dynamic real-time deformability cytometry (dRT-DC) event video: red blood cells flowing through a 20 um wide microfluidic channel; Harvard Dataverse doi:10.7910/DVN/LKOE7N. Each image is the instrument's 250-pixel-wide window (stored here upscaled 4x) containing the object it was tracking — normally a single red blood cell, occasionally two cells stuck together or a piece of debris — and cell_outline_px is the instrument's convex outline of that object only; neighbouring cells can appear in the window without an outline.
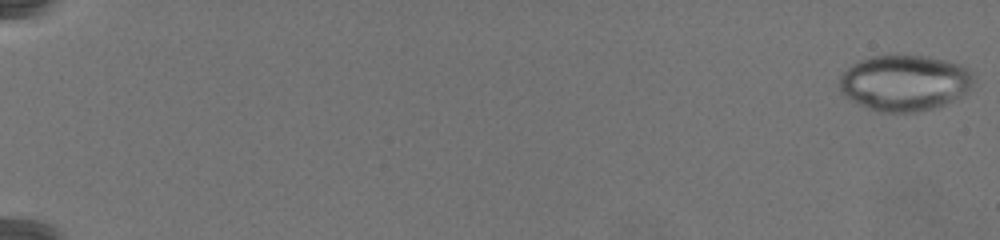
{"species": "common noctule bat (a hibernating species)", "species_latin": "Nyctalus noctula", "temperature_condition": "warm", "stored_images_in_passage": 78, "camera_frame_rate_fps": 3000, "um_per_image_px": 0.085, "animal": {"sex": "female", "body_mass_g": 19.5, "forearm_length_mm": 54.1}, "frame": {"image": 1, "passage_image": 1, "time_ms": 0.0, "image_size_px": [1000, 240], "cell_outline_px": [[976, 80], [960, 96], [944, 104], [932, 108], [916, 112], [880, 112], [868, 108], [844, 96], [840, 92], [840, 76], [852, 64], [860, 60], [872, 56], [892, 52], [928, 56], [960, 64], [968, 68], [972, 72]], "centroid_in_image_um": [76.88, 6.99], "position_along_channel_um": 8.1, "area_um2": 44.27}}
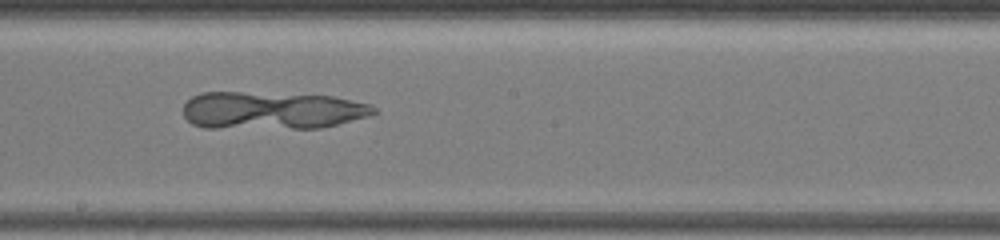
{"frame": {"image": 2, "passage_image": 48, "time_ms": 15.667, "image_size_px": [1000, 240], "cell_outline_px": [[380, 112], [368, 116], [320, 128], [204, 128], [192, 124], [184, 116], [184, 104], [192, 96], [200, 92], [240, 92], [332, 96], [372, 104]], "centroid_in_image_um": [23.1, 9.39], "position_along_channel_um": 225.1, "area_um2": 41.91}}
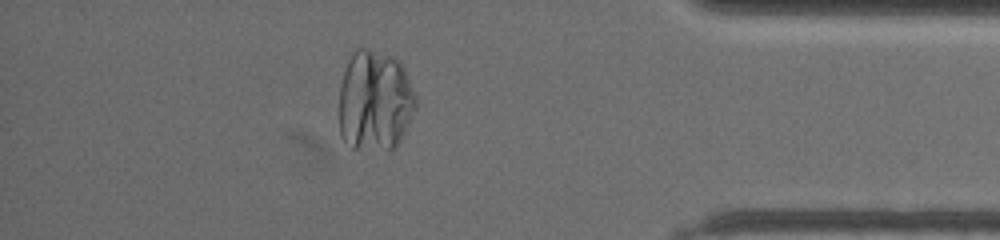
{"frame": {"image": 3, "passage_image": 70, "time_ms": 23.0, "image_size_px": [1000, 240], "cell_outline_px": [[416, 108], [396, 148], [388, 152], [352, 148], [340, 136], [340, 84], [344, 68], [352, 52], [356, 48], [368, 48], [392, 56], [400, 60], [404, 68], [416, 96]], "centroid_in_image_um": [31.87, 8.58], "position_along_channel_um": 403.3, "area_um2": 45.89}}